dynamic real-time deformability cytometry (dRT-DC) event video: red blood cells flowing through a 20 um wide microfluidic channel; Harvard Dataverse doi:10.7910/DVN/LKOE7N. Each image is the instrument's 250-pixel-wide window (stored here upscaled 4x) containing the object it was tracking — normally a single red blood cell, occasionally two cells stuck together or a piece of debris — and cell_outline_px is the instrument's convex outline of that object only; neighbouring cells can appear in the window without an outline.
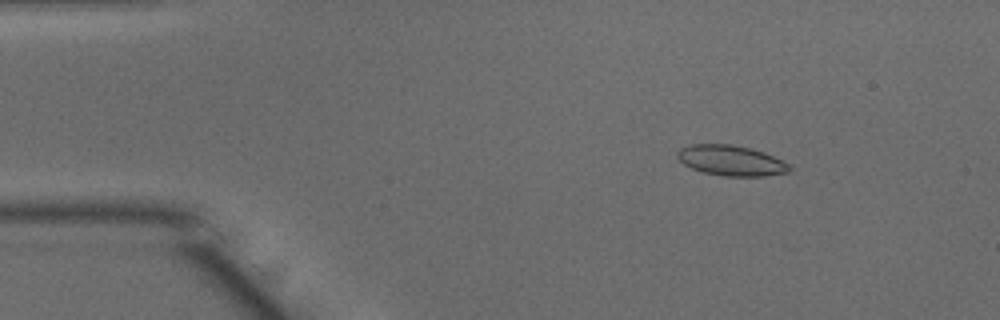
{"species": "common noctule bat (a hibernating species)", "species_latin": "Nyctalus noctula", "temperature_condition": "warm", "stored_images_in_passage": 21, "camera_frame_rate_fps": 3000, "um_per_image_px": 0.085, "animal": {"sex": "male", "body_mass_g": 15.6}, "frame": {"image": 1, "passage_image": 5, "time_ms": 1.333, "image_size_px": [1000, 320], "cell_outline_px": [[792, 168], [788, 172], [764, 176], [724, 176], [700, 172], [684, 164], [676, 156], [676, 152], [680, 148], [692, 144], [732, 144], [764, 152], [792, 164]], "centroid_in_image_um": [62.15, 13.65], "position_along_channel_um": 22.8, "area_um2": 20.0}}
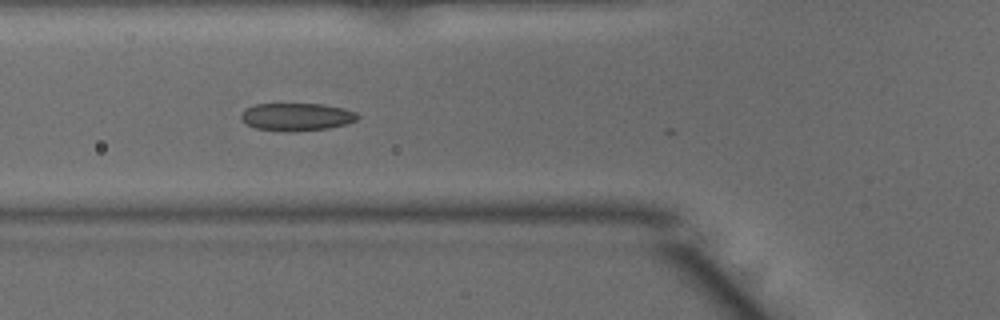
{"frame": {"image": 2, "passage_image": 16, "time_ms": 5.0, "image_size_px": [1000, 320], "cell_outline_px": [[360, 116], [356, 120], [344, 124], [328, 128], [284, 132], [256, 128], [240, 120], [240, 116], [244, 108], [256, 104], [324, 104], [344, 108], [356, 112]], "centroid_in_image_um": [25.19, 9.92], "position_along_channel_um": 100.6, "area_um2": 18.84}}
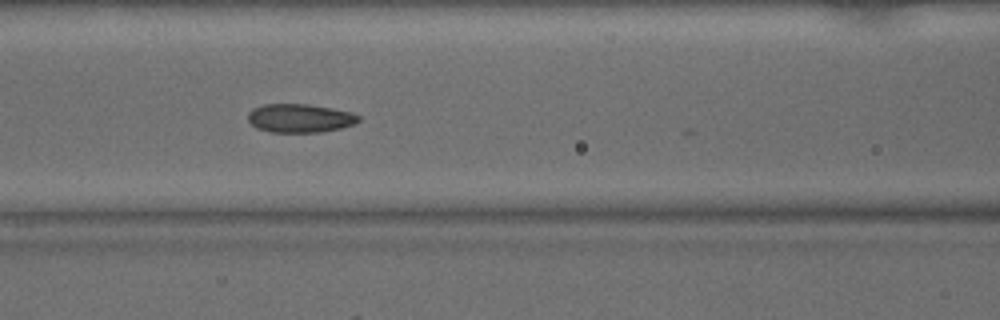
{"frame": {"image": 3, "passage_image": 19, "time_ms": 6.0, "image_size_px": [1000, 320], "cell_outline_px": [[360, 120], [356, 124], [340, 128], [320, 132], [272, 132], [256, 128], [248, 120], [248, 112], [252, 108], [264, 104], [308, 104], [332, 108], [352, 112], [360, 116]], "centroid_in_image_um": [25.5, 10.04], "position_along_channel_um": 141.1, "area_um2": 18.55}}